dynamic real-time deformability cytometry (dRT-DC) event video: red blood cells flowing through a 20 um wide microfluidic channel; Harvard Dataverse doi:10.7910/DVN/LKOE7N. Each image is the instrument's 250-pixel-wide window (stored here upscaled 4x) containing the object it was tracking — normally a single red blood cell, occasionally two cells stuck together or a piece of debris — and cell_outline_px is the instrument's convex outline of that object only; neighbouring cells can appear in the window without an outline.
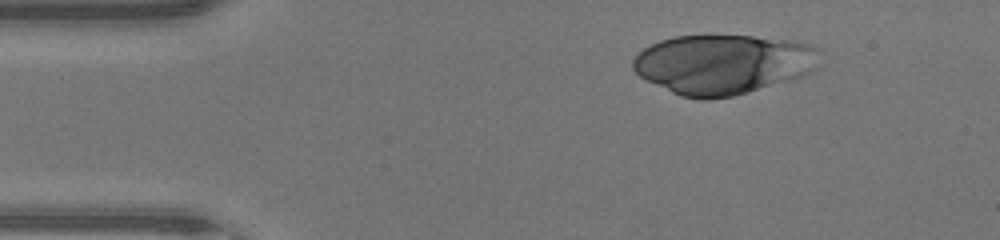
{"species": "human", "species_latin": "Homo sapiens", "temperature_condition": "warm", "stored_images_in_passage": 38, "camera_frame_rate_fps": 3000, "um_per_image_px": 0.085, "donor": {"sex": "male"}, "frame": {"image": 1, "passage_image": 6, "time_ms": 1.667, "image_size_px": [1000, 240], "cell_outline_px": [[820, 48], [816, 68], [812, 72], [788, 80], [748, 92], [732, 96], [708, 100], [700, 100], [680, 96], [640, 76], [632, 68], [632, 60], [644, 48], [660, 40], [676, 36], [752, 36], [792, 40], [812, 44]], "centroid_in_image_um": [61.48, 5.45], "position_along_channel_um": 23.5, "area_um2": 64.91}}